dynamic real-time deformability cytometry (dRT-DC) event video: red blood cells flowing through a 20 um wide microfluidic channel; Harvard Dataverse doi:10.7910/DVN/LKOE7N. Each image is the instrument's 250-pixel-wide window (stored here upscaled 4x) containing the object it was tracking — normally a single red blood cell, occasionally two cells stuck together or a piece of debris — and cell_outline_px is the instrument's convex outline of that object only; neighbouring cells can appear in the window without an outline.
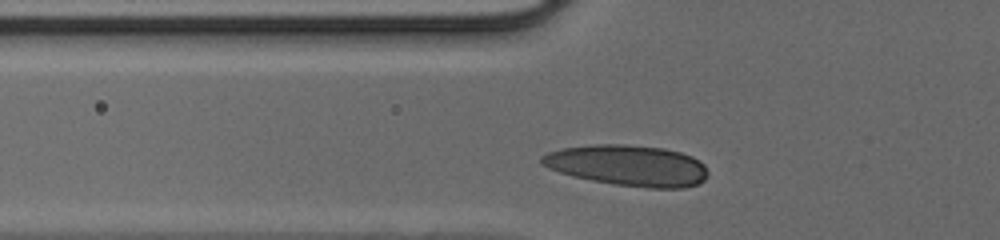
{"species": "human", "species_latin": "Homo sapiens", "temperature_condition": "cold", "stored_images_in_passage": 28, "camera_frame_rate_fps": 3000, "um_per_image_px": 0.085, "donor": {"sex": "male"}, "frame": {"image": 1, "passage_image": 5, "time_ms": 1.333, "image_size_px": [1000, 240], "cell_outline_px": [[708, 176], [704, 180], [696, 184], [684, 188], [648, 188], [616, 184], [592, 180], [572, 176], [548, 168], [540, 164], [540, 156], [548, 152], [560, 148], [592, 144], [624, 144], [664, 148], [680, 152], [692, 156], [704, 164], [708, 172]], "centroid_in_image_um": [53.35, 14.05], "position_along_channel_um": 72.4, "area_um2": 39.82}}
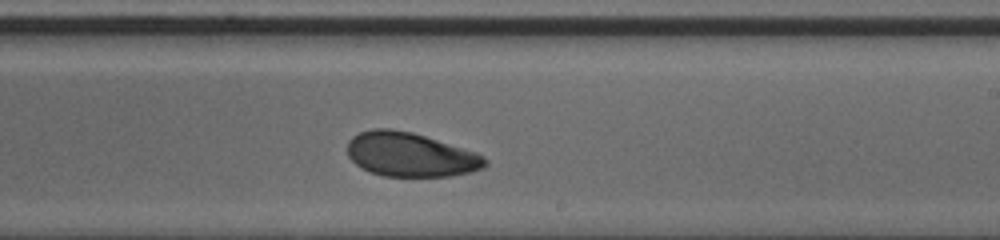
{"frame": {"image": 2, "passage_image": 18, "time_ms": 5.667, "image_size_px": [1000, 240], "cell_outline_px": [[488, 164], [484, 168], [472, 172], [448, 176], [384, 176], [368, 172], [360, 168], [348, 156], [348, 140], [352, 136], [360, 132], [372, 128], [392, 128], [412, 132], [476, 152], [484, 156], [488, 160]], "centroid_in_image_um": [34.87, 13.14], "position_along_channel_um": 254.1, "area_um2": 35.66}}
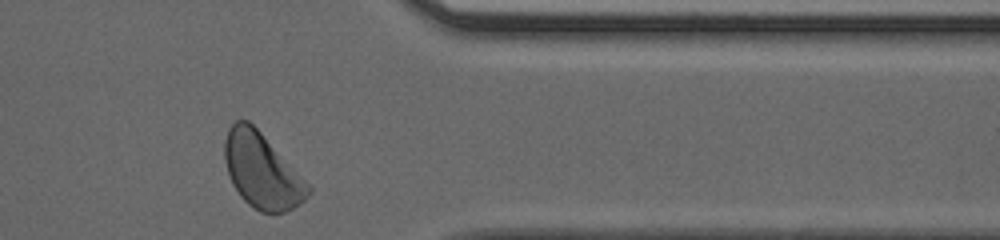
{"frame": {"image": 3, "passage_image": 28, "time_ms": 9.0, "image_size_px": [1000, 240], "cell_outline_px": [[312, 192], [300, 204], [284, 212], [260, 212], [252, 208], [240, 196], [232, 184], [224, 160], [224, 140], [228, 128], [236, 120], [248, 120], [260, 132], [312, 188]], "centroid_in_image_um": [22.23, 14.53], "position_along_channel_um": 389.2, "area_um2": 36.07}}